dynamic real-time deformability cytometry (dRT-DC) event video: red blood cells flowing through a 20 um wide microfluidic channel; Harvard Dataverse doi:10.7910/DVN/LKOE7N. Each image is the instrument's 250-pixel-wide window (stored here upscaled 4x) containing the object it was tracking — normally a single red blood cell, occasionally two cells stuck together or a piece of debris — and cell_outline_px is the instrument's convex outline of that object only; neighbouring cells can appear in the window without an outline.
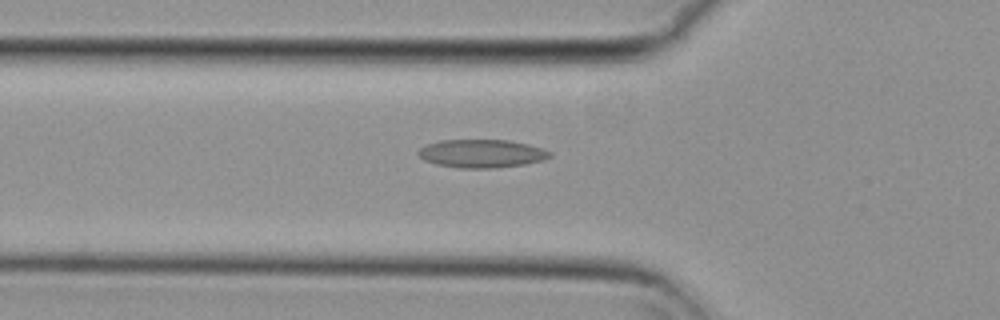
{"species": "common noctule bat (a hibernating species)", "species_latin": "Nyctalus noctula", "temperature_condition": "cold", "stored_images_in_passage": 34, "camera_frame_rate_fps": 3000, "um_per_image_px": 0.085, "animal": {"sex": "female", "body_mass_g": 29.2, "forearm_length_mm": 56.3}, "frame": {"image": 1, "passage_image": 2, "time_ms": 0.333, "image_size_px": [1000, 320], "cell_outline_px": [[552, 156], [544, 160], [524, 164], [496, 168], [460, 168], [436, 164], [424, 160], [416, 152], [420, 148], [428, 144], [440, 140], [508, 140], [528, 144], [544, 148], [552, 152]], "centroid_in_image_um": [40.97, 13.05], "position_along_channel_um": 84.8, "area_um2": 21.73}}
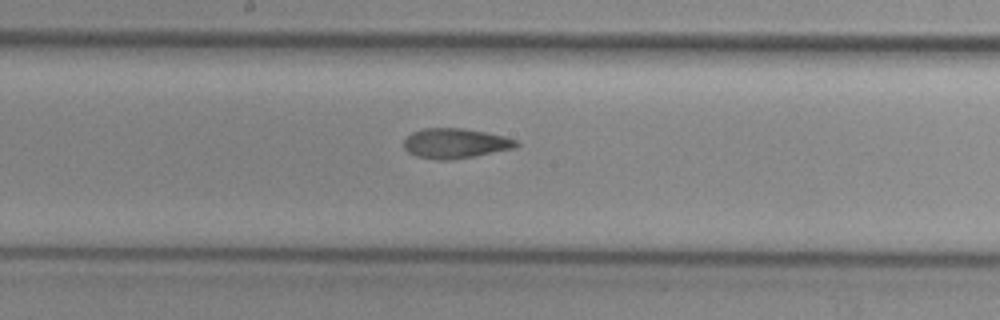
{"frame": {"image": 2, "passage_image": 12, "time_ms": 3.667, "image_size_px": [1000, 320], "cell_outline_px": [[520, 144], [516, 148], [472, 156], [448, 160], [440, 160], [416, 156], [408, 152], [404, 148], [404, 140], [412, 132], [424, 128], [464, 128], [504, 136], [516, 140]], "centroid_in_image_um": [38.7, 12.18], "position_along_channel_um": 209.5, "area_um2": 19.48}}
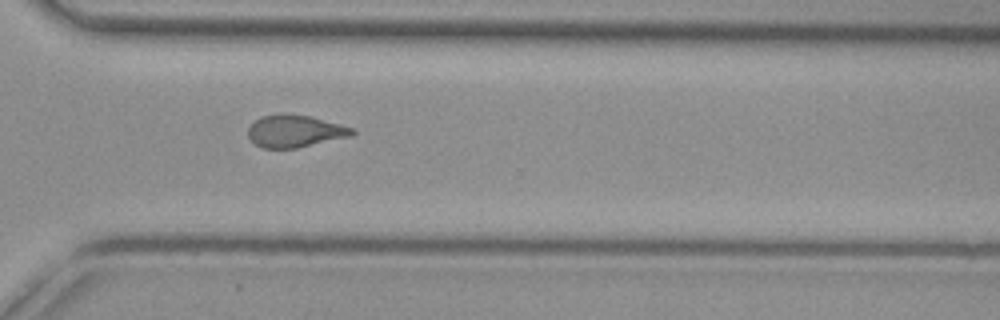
{"frame": {"image": 3, "passage_image": 23, "time_ms": 7.333, "image_size_px": [1000, 320], "cell_outline_px": [[356, 132], [352, 136], [296, 148], [260, 148], [248, 136], [248, 128], [260, 116], [284, 112], [308, 116], [340, 124], [352, 128]], "centroid_in_image_um": [25.05, 11.14], "position_along_channel_um": 345.5, "area_um2": 19.59}}